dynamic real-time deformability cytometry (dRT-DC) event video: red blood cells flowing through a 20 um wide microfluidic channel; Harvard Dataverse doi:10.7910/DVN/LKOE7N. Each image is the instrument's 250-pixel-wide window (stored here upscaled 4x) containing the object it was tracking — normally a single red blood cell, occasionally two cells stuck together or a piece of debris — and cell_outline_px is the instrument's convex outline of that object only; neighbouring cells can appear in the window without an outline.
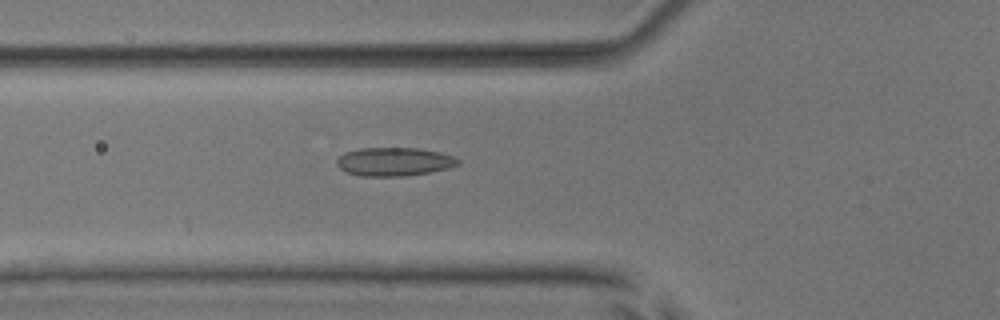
{"species": "common noctule bat (a hibernating species)", "species_latin": "Nyctalus noctula", "temperature_condition": "room temperature", "stored_images_in_passage": 31, "camera_frame_rate_fps": 3000, "um_per_image_px": 0.085, "animal": {"sex": "male", "body_mass_g": 17.9, "forearm_length_mm": 54.2}, "frame": {"image": 1, "passage_image": 5, "time_ms": 1.333, "image_size_px": [1000, 320], "cell_outline_px": [[460, 164], [448, 168], [408, 176], [360, 176], [348, 172], [340, 168], [336, 164], [336, 160], [344, 152], [360, 148], [416, 148], [440, 152], [452, 156], [460, 160]], "centroid_in_image_um": [33.49, 13.74], "position_along_channel_um": 92.3, "area_um2": 20.11}}
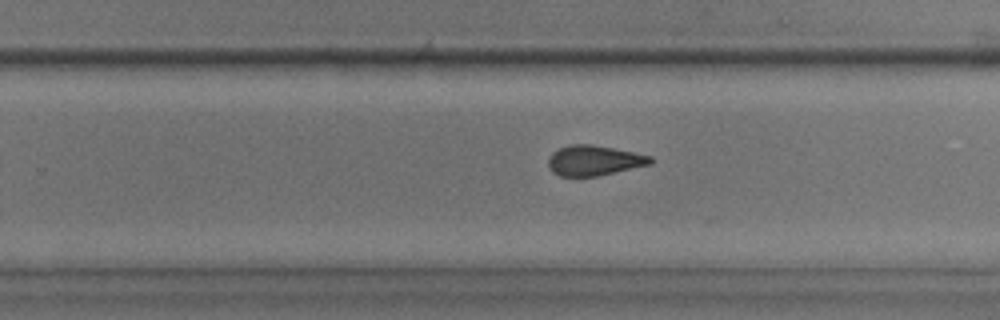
{"frame": {"image": 2, "passage_image": 19, "time_ms": 6.0, "image_size_px": [1000, 320], "cell_outline_px": [[656, 160], [652, 164], [596, 176], [560, 176], [552, 172], [548, 164], [548, 160], [552, 152], [568, 144], [592, 144], [652, 156]], "centroid_in_image_um": [50.51, 13.63], "position_along_channel_um": 279.3, "area_um2": 17.98}}
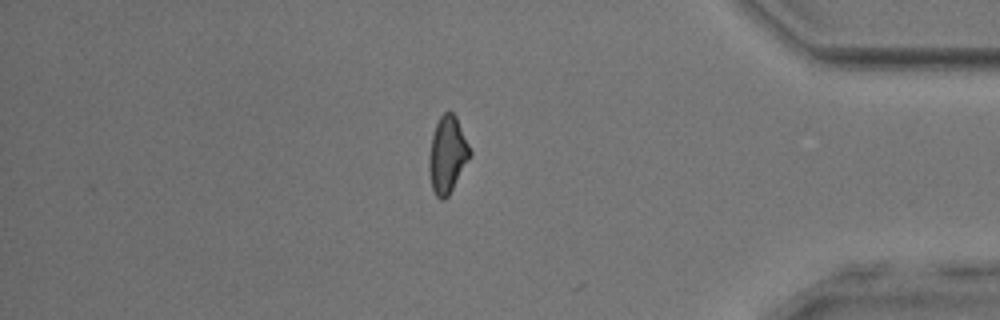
{"frame": {"image": 3, "passage_image": 30, "time_ms": 9.667, "image_size_px": [1000, 320], "cell_outline_px": [[472, 152], [468, 160], [448, 196], [444, 200], [440, 200], [436, 196], [432, 188], [428, 168], [428, 156], [432, 136], [436, 124], [440, 116], [444, 112], [452, 112], [456, 116]], "centroid_in_image_um": [38.01, 13.15], "position_along_channel_um": 397.2, "area_um2": 18.15}, "authors_computed_cell_mechanics": {"area_um2": 18.3804, "velocity_mm_per_s": 4.0126, "shape_relaxation_time_tau1_ms": null, "shape_relaxation_time_tau2_ms": 2.193, "deformation_change_tau1": null, "deformation_change_tau2": 0.0875}}